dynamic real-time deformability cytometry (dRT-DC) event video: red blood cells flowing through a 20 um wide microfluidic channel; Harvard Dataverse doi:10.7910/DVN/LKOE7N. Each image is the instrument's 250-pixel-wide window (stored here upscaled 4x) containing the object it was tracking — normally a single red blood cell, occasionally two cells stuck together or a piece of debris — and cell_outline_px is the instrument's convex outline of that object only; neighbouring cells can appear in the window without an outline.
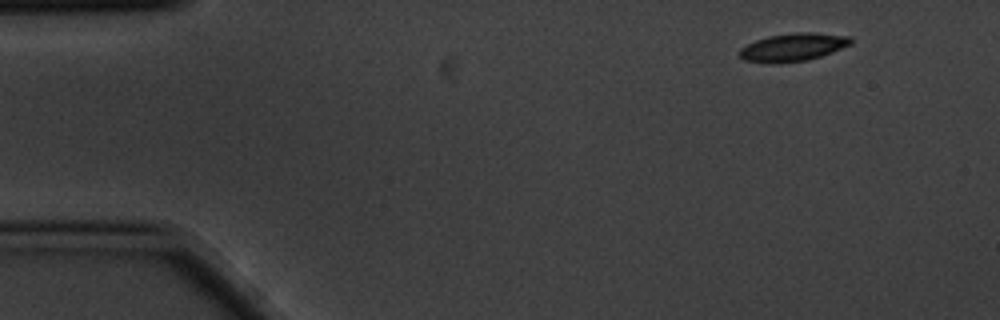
{"species": "common noctule bat (a hibernating species)", "species_latin": "Nyctalus noctula", "temperature_condition": "cold", "stored_images_in_passage": 3, "camera_frame_rate_fps": 3000, "um_per_image_px": 0.085, "animal": {"sex": "male", "body_mass_g": 20.1, "forearm_length_mm": 53.5}, "frame": {"image": 1, "passage_image": 1, "time_ms": 0.0, "image_size_px": [1000, 320], "cell_outline_px": [[852, 44], [832, 52], [808, 60], [776, 64], [768, 64], [744, 60], [740, 56], [740, 48], [756, 40], [768, 36], [796, 32], [812, 32], [852, 36]], "centroid_in_image_um": [67.42, 4.02], "position_along_channel_um": 17.6, "area_um2": 18.32}}
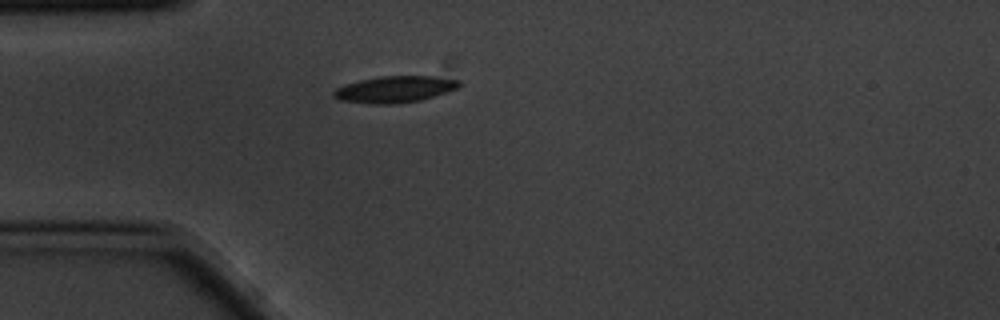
{"frame": {"image": 2, "passage_image": 3, "time_ms": 0.667, "image_size_px": [1000, 320], "cell_outline_px": [[464, 84], [460, 88], [420, 100], [392, 104], [372, 104], [340, 100], [332, 96], [332, 92], [336, 88], [344, 84], [376, 76], [436, 76], [460, 80]], "centroid_in_image_um": [33.58, 7.58], "position_along_channel_um": 51.4, "area_um2": 19.65}}